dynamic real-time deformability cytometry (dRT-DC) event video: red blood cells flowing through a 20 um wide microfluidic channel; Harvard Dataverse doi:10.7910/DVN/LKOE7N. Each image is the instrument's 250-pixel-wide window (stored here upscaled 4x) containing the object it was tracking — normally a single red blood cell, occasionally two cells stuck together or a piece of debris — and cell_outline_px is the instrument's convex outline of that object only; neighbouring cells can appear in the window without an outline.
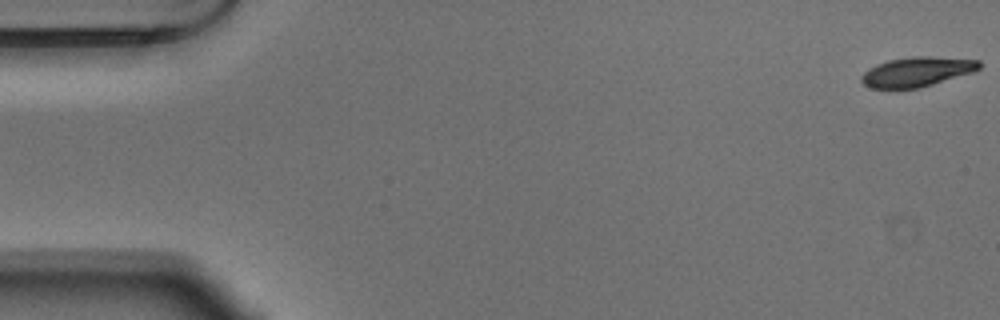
{"species": "Egyptian fruit bat (a non-hibernating species)", "species_latin": "Rousettus aegyptiacus", "temperature_condition": "warm", "stored_images_in_passage": 55, "camera_frame_rate_fps": 3000, "um_per_image_px": 0.085, "animal": {"sex": "male"}, "frame": {"image": 1, "passage_image": 1, "time_ms": 0.0, "image_size_px": [1000, 320], "cell_outline_px": [[980, 68], [976, 72], [932, 84], [916, 88], [872, 88], [864, 84], [860, 80], [860, 76], [868, 68], [876, 64], [888, 60], [912, 56], [928, 56], [980, 60]], "centroid_in_image_um": [77.95, 6.09], "position_along_channel_um": 7.1, "area_um2": 20.4}}
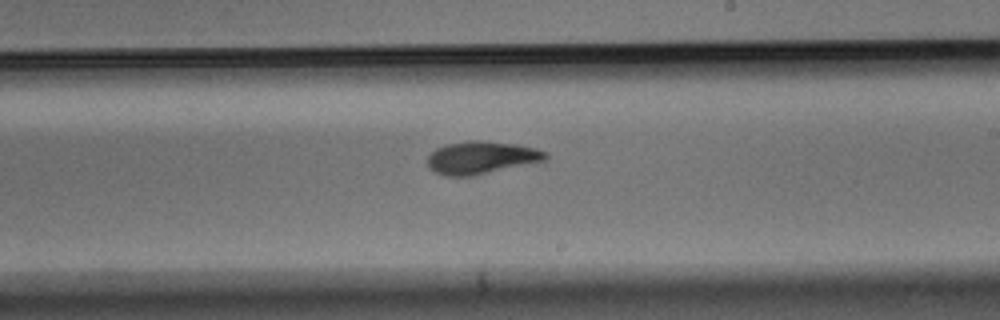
{"frame": {"image": 2, "passage_image": 32, "time_ms": 10.333, "image_size_px": [1000, 320], "cell_outline_px": [[548, 156], [544, 160], [472, 176], [444, 176], [428, 168], [428, 156], [436, 148], [448, 144], [468, 140], [480, 140], [516, 144], [536, 148], [548, 152]], "centroid_in_image_um": [40.89, 13.39], "position_along_channel_um": 248.1, "area_um2": 22.31}}
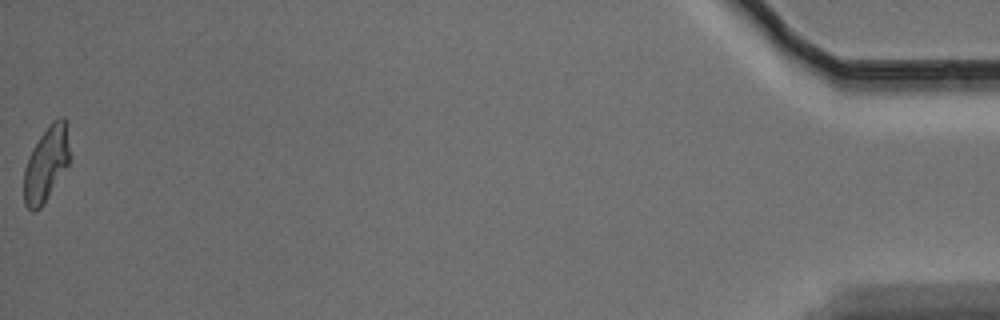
{"frame": {"image": 3, "passage_image": 55, "time_ms": 18.0, "image_size_px": [1000, 320], "cell_outline_px": [[72, 156], [68, 164], [48, 196], [40, 208], [36, 212], [32, 212], [24, 204], [24, 168], [28, 156], [40, 136], [48, 124], [52, 120], [60, 116], [64, 116], [68, 124]], "centroid_in_image_um": [3.97, 13.86], "position_along_channel_um": 431.2, "area_um2": 20.46}, "authors_computed_cell_mechanics": {"area_um2": 21.5016, "velocity_mm_per_s": 3.6889, "shape_relaxation_time_tau1_ms": 4.0158, "shape_relaxation_time_tau2_ms": 3.4236, "deformation_change_tau1": 0.1568, "deformation_change_tau2": 0.0884}}